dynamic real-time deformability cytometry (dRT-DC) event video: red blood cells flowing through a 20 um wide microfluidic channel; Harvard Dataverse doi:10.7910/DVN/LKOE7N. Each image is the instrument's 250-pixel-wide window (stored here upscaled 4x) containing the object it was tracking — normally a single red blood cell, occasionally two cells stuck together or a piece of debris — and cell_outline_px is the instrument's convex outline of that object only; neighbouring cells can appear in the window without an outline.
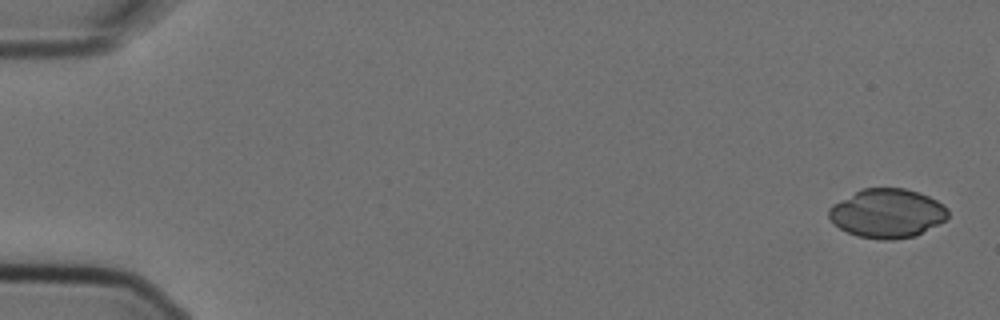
{"species": "Egyptian fruit bat (a non-hibernating species)", "species_latin": "Rousettus aegyptiacus", "temperature_condition": "cold", "stored_images_in_passage": 7, "camera_frame_rate_fps": 3000, "um_per_image_px": 0.085, "animal": {"sex": "female"}, "frame": {"image": 1, "passage_image": 1, "time_ms": 0.0, "image_size_px": [1000, 320], "cell_outline_px": [[948, 216], [944, 220], [916, 236], [892, 240], [884, 240], [856, 236], [840, 228], [828, 216], [828, 208], [832, 204], [864, 188], [904, 188], [920, 192], [944, 204], [948, 208]], "centroid_in_image_um": [75.42, 18.13], "position_along_channel_um": 9.6, "area_um2": 33.93}}